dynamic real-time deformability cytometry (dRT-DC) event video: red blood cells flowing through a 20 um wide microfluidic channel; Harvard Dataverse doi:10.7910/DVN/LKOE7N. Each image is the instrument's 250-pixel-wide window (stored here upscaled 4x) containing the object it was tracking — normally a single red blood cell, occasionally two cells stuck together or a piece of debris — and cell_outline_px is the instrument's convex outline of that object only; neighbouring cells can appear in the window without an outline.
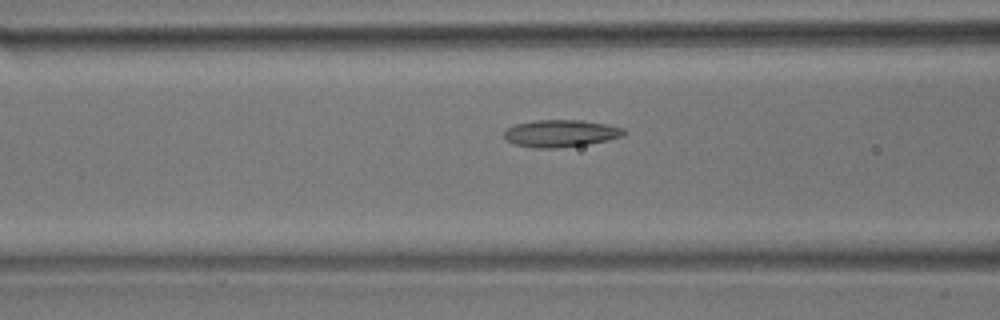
{"species": "common noctule bat (a hibernating species)", "species_latin": "Nyctalus noctula", "temperature_condition": "room temperature", "stored_images_in_passage": 18, "camera_frame_rate_fps": 3000, "um_per_image_px": 0.085, "animal": {"sex": "male", "body_mass_g": 17.9}, "frame": {"image": 1, "passage_image": 16, "time_ms": 5.0, "image_size_px": [1000, 320], "cell_outline_px": [[624, 136], [608, 140], [588, 144], [560, 148], [536, 148], [512, 144], [504, 136], [504, 132], [508, 128], [516, 124], [532, 120], [580, 120], [604, 124], [624, 128]], "centroid_in_image_um": [47.64, 11.34], "position_along_channel_um": 119.0, "area_um2": 18.96}}